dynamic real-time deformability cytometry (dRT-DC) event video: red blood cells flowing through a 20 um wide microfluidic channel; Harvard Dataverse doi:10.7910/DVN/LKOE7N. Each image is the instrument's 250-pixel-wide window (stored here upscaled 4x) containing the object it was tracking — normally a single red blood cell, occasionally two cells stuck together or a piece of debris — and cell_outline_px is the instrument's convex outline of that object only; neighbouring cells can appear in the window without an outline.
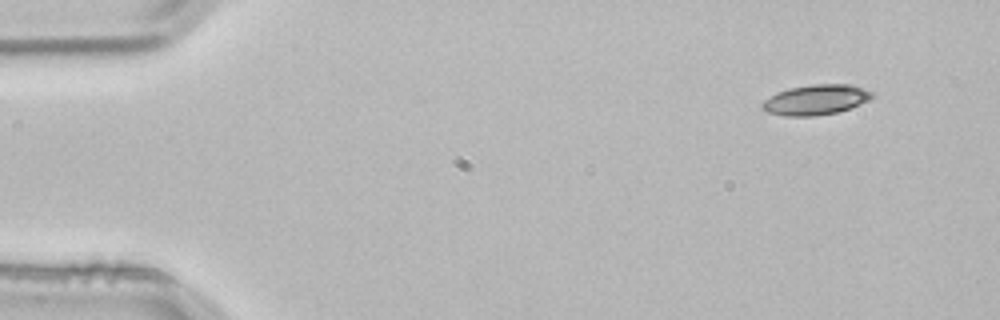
{"species": "common noctule bat (a hibernating species)", "species_latin": "Nyctalus noctula", "temperature_condition": "room temperature", "stored_images_in_passage": 4, "segment_of_instrument_passage": [1, 2], "camera_frame_rate_fps": 3000, "um_per_image_px": 0.085, "animal": {"sex": "male", "body_mass_g": 21.5, "forearm_length_mm": 52.0}, "frame": {"image": 1, "passage_image": 1, "time_ms": 0.0, "image_size_px": [1000, 320], "cell_outline_px": [[872, 96], [868, 100], [848, 108], [836, 112], [816, 116], [784, 116], [768, 112], [760, 108], [760, 104], [764, 100], [776, 92], [788, 88], [812, 84], [852, 84], [872, 92]], "centroid_in_image_um": [69.27, 8.47], "position_along_channel_um": 15.7, "area_um2": 19.25}}
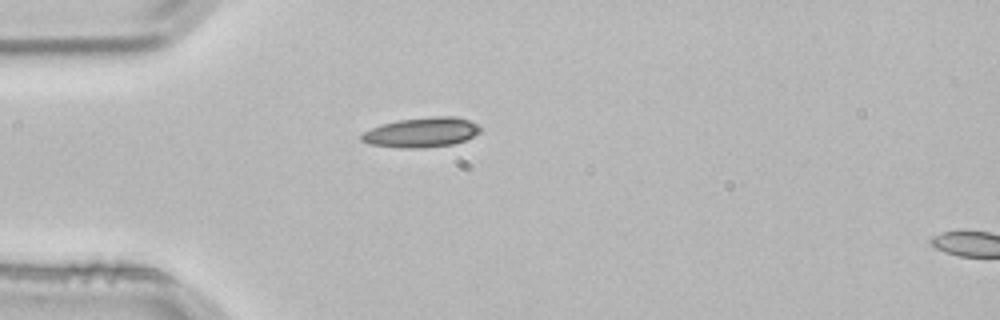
{"frame": {"image": 2, "passage_image": 3, "time_ms": 0.667, "image_size_px": [1000, 320], "cell_outline_px": [[484, 128], [480, 132], [464, 140], [452, 144], [424, 148], [400, 148], [368, 144], [360, 140], [360, 136], [364, 132], [380, 124], [396, 120], [436, 116], [460, 116]], "centroid_in_image_um": [35.82, 11.24], "position_along_channel_um": 49.2, "area_um2": 20.81}}